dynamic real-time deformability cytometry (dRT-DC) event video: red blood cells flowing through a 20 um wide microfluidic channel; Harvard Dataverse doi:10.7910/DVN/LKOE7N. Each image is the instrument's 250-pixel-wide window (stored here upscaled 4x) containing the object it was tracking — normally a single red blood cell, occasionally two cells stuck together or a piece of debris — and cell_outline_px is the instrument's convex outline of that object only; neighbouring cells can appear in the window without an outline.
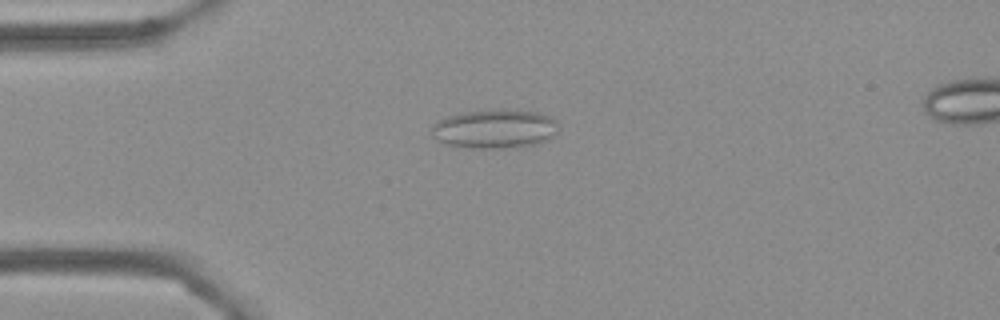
{"species": "Egyptian fruit bat (a non-hibernating species)", "species_latin": "Rousettus aegyptiacus", "temperature_condition": "cold", "stored_images_in_passage": 55, "camera_frame_rate_fps": 3000, "um_per_image_px": 0.085, "frame": {"image": 1, "passage_image": 14, "time_ms": 4.333, "image_size_px": [1000, 320], "cell_outline_px": [[556, 136], [548, 140], [536, 144], [520, 148], [464, 148], [444, 144], [432, 136], [432, 128], [440, 120], [448, 116], [464, 112], [500, 108], [540, 112], [556, 120]], "centroid_in_image_um": [42.09, 10.96], "position_along_channel_um": 42.9, "area_um2": 29.3}}
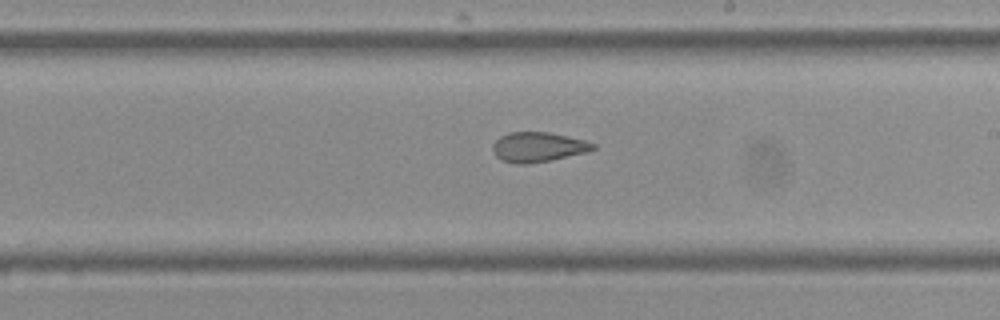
{"frame": {"image": 2, "passage_image": 32, "time_ms": 10.333, "image_size_px": [1000, 320], "cell_outline_px": [[596, 148], [588, 152], [552, 160], [528, 164], [516, 164], [500, 160], [496, 156], [492, 148], [492, 144], [500, 136], [508, 132], [548, 132], [568, 136], [584, 140], [596, 144]], "centroid_in_image_um": [45.73, 12.5], "position_along_channel_um": 243.3, "area_um2": 17.63}}
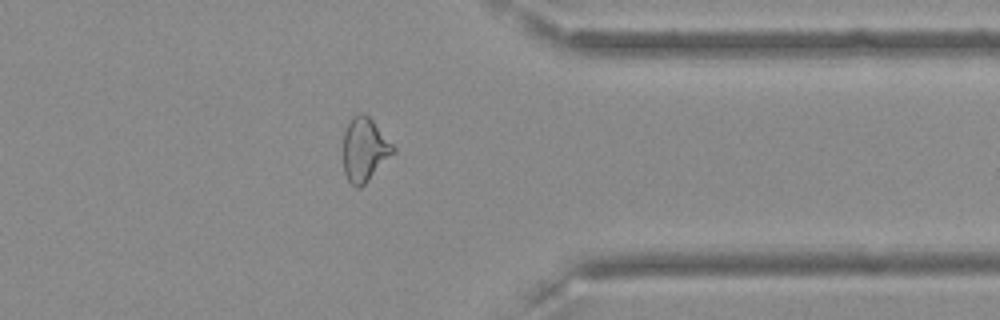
{"frame": {"image": 3, "passage_image": 44, "time_ms": 14.333, "image_size_px": [1000, 320], "cell_outline_px": [[396, 152], [360, 188], [356, 188], [348, 180], [344, 172], [344, 132], [352, 116], [360, 112], [364, 112], [372, 120], [396, 148]], "centroid_in_image_um": [31.0, 12.71], "position_along_channel_um": 380.4, "area_um2": 18.44}, "authors_computed_cell_mechanics": {"area_um2": 20.2878, "velocity_mm_per_s": 3.6687, "shape_relaxation_time_tau1_ms": null, "shape_relaxation_time_tau2_ms": 2.6192, "deformation_change_tau1": null, "deformation_change_tau2": 0.1083}}